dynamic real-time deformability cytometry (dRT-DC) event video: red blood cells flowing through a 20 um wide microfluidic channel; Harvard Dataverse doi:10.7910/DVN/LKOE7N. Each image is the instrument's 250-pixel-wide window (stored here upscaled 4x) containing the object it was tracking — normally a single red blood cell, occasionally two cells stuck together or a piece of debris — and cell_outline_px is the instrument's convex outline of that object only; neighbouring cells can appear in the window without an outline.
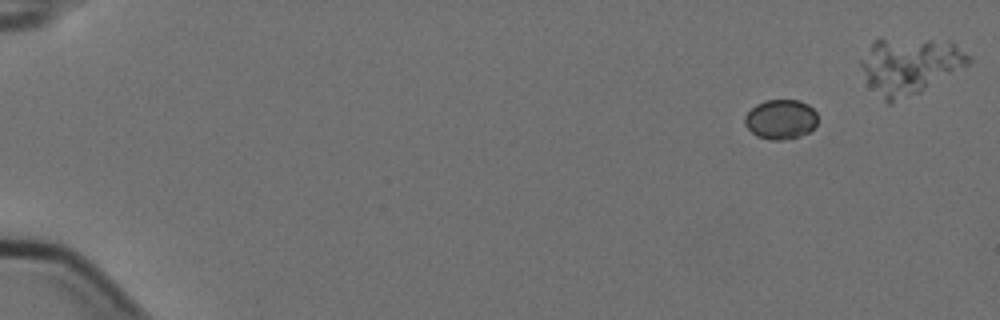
{"species": "Egyptian fruit bat (a non-hibernating species)", "species_latin": "Rousettus aegyptiacus", "temperature_condition": "cold", "stored_images_in_passage": 8, "camera_frame_rate_fps": 3000, "um_per_image_px": 0.085, "animal": {"sex": "female"}, "frame": {"image": 1, "passage_image": 1, "time_ms": 0.0, "image_size_px": [1000, 320], "cell_outline_px": [[816, 124], [808, 132], [792, 140], [768, 140], [756, 136], [744, 124], [744, 116], [756, 104], [764, 100], [800, 100], [808, 104], [816, 112]], "centroid_in_image_um": [66.34, 10.15], "position_along_channel_um": 18.7, "area_um2": 17.05}}
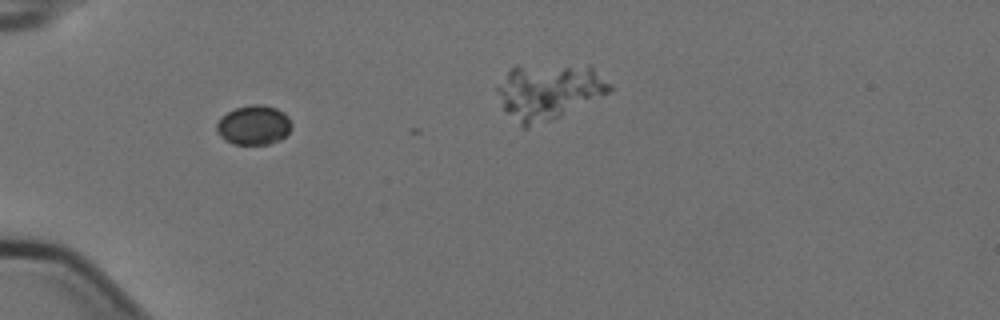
{"frame": {"image": 2, "passage_image": 5, "time_ms": 1.333, "image_size_px": [1000, 320], "cell_outline_px": [[292, 128], [280, 140], [268, 144], [232, 144], [224, 140], [220, 136], [216, 128], [216, 124], [220, 116], [236, 108], [252, 104], [260, 104], [276, 108], [284, 112], [288, 116], [292, 124]], "centroid_in_image_um": [21.56, 10.63], "position_along_channel_um": 63.4, "area_um2": 17.34}}